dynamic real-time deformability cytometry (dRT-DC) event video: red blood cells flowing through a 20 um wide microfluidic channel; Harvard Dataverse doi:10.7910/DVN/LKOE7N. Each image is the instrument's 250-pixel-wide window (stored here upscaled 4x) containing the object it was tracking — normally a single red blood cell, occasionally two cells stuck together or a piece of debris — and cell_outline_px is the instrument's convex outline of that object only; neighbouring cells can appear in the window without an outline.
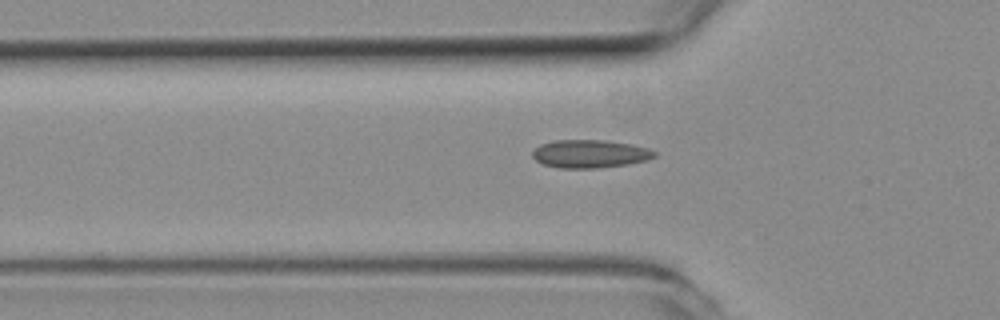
{"species": "common noctule bat (a hibernating species)", "species_latin": "Nyctalus noctula", "temperature_condition": "room temperature", "stored_images_in_passage": 36, "camera_frame_rate_fps": 3000, "um_per_image_px": 0.085, "animal": {"sex": "female", "body_mass_g": 19.3, "forearm_length_mm": 54.1}, "frame": {"image": 1, "passage_image": 5, "time_ms": 1.333, "image_size_px": [1000, 320], "cell_outline_px": [[656, 156], [648, 160], [628, 164], [596, 168], [560, 168], [544, 164], [536, 160], [532, 156], [532, 152], [540, 144], [552, 140], [604, 140], [632, 144], [648, 148], [656, 152]], "centroid_in_image_um": [50.15, 13.07], "position_along_channel_um": 75.6, "area_um2": 20.0}}
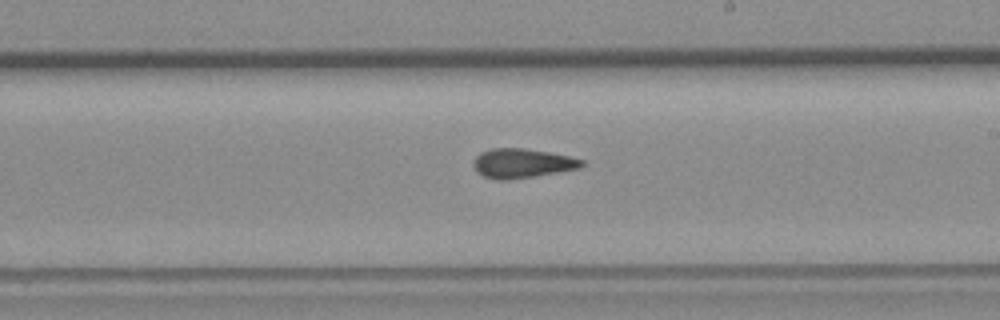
{"frame": {"image": 2, "passage_image": 18, "time_ms": 5.667, "image_size_px": [1000, 320], "cell_outline_px": [[584, 164], [580, 168], [536, 176], [508, 180], [496, 180], [484, 176], [476, 172], [472, 164], [472, 160], [480, 152], [492, 148], [524, 148], [548, 152], [568, 156], [584, 160]], "centroid_in_image_um": [44.34, 13.88], "position_along_channel_um": 244.7, "area_um2": 18.67}}
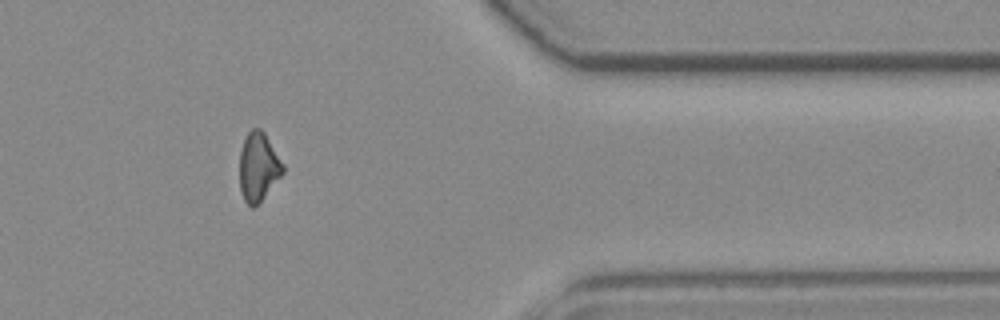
{"frame": {"image": 3, "passage_image": 31, "time_ms": 10.0, "image_size_px": [1000, 320], "cell_outline_px": [[284, 172], [260, 200], [252, 208], [244, 200], [240, 188], [240, 152], [244, 140], [248, 132], [252, 128], [260, 128], [264, 132], [284, 164]], "centroid_in_image_um": [21.96, 14.15], "position_along_channel_um": 389.4, "area_um2": 16.99}, "authors_computed_cell_mechanics": {"area_um2": 18.2648, "velocity_mm_per_s": 3.8881, "shape_relaxation_time_tau1_ms": null, "shape_relaxation_time_tau2_ms": 4.7012, "deformation_change_tau1": null, "deformation_change_tau2": 0.0893}}